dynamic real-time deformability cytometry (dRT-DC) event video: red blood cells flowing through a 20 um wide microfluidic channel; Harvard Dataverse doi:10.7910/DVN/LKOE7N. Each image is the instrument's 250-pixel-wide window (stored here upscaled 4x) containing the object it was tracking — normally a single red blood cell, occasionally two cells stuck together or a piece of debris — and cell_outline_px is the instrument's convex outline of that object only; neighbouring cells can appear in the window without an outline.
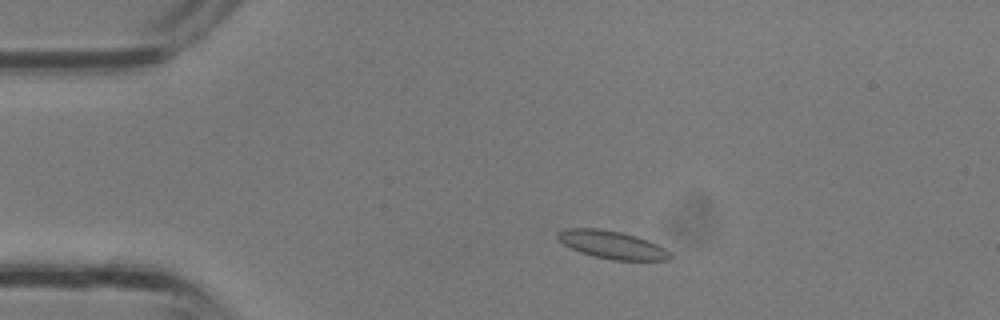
{"species": "common noctule bat (a hibernating species)", "species_latin": "Nyctalus noctula", "temperature_condition": "room temperature", "stored_images_in_passage": 33, "camera_frame_rate_fps": 3000, "um_per_image_px": 0.085, "animal": {"sex": "male", "body_mass_g": 13.3}, "frame": {"image": 1, "passage_image": 5, "time_ms": 1.333, "image_size_px": [1000, 320], "cell_outline_px": [[672, 256], [668, 260], [612, 260], [580, 252], [564, 244], [556, 236], [556, 232], [564, 228], [596, 228], [620, 232], [636, 236], [648, 240], [664, 248]], "centroid_in_image_um": [51.99, 20.79], "position_along_channel_um": 33.0, "area_um2": 18.03}}
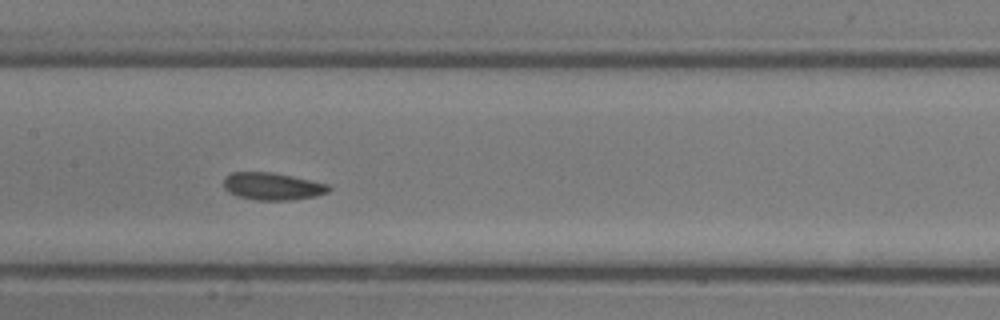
{"frame": {"image": 2, "passage_image": 15, "time_ms": 4.667, "image_size_px": [1000, 320], "cell_outline_px": [[332, 188], [328, 192], [316, 196], [292, 200], [256, 200], [236, 196], [228, 192], [224, 188], [224, 180], [232, 172], [272, 172], [292, 176], [328, 184]], "centroid_in_image_um": [23.17, 15.84], "position_along_channel_um": 184.2, "area_um2": 16.76}}
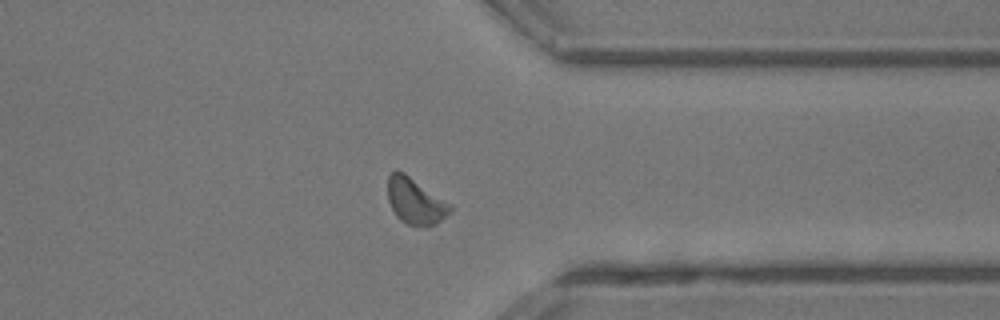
{"frame": {"image": 3, "passage_image": 25, "time_ms": 8.0, "image_size_px": [1000, 320], "cell_outline_px": [[452, 208], [436, 224], [428, 228], [416, 228], [400, 220], [396, 216], [388, 200], [388, 176], [396, 168], [404, 172], [452, 204]], "centroid_in_image_um": [35.29, 17.11], "position_along_channel_um": 376.1, "area_um2": 17.05}}